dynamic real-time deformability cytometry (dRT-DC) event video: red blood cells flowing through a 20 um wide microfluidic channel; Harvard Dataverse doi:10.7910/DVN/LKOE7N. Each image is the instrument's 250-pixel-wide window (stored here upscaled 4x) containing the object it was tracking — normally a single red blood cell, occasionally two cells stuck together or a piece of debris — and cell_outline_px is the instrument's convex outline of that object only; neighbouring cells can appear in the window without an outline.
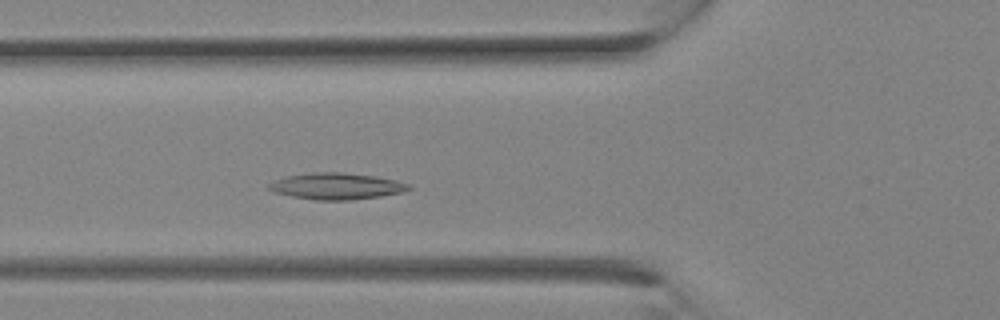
{"species": "Egyptian fruit bat (a non-hibernating species)", "species_latin": "Rousettus aegyptiacus", "temperature_condition": "room temperature", "stored_images_in_passage": 7, "camera_frame_rate_fps": 3000, "um_per_image_px": 0.085, "animal": {"sex": "female"}, "frame": {"image": 1, "passage_image": 7, "time_ms": 2.0, "image_size_px": [1000, 320], "cell_outline_px": [[412, 188], [400, 192], [380, 196], [352, 200], [316, 200], [292, 196], [272, 192], [268, 188], [268, 184], [276, 180], [288, 176], [312, 172], [340, 172], [376, 176], [396, 180], [412, 184]], "centroid_in_image_um": [28.62, 15.82], "position_along_channel_um": 97.2, "area_um2": 21.5}}